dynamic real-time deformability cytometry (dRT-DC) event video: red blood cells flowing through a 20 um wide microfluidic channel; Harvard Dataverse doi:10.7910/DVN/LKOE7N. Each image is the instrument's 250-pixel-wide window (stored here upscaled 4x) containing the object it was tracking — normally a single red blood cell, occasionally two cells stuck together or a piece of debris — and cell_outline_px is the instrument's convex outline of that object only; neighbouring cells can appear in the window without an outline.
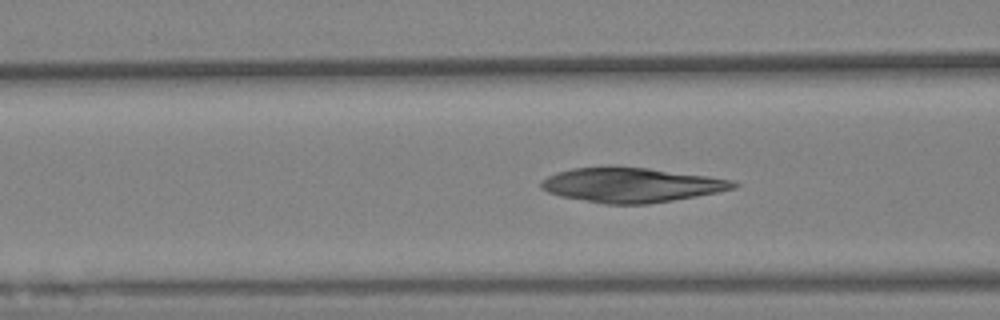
{"species": "Egyptian fruit bat (a non-hibernating species)", "species_latin": "Rousettus aegyptiacus", "temperature_condition": "warm", "stored_images_in_passage": 60, "camera_frame_rate_fps": 3000, "um_per_image_px": 0.085, "animal": {"sex": "female"}, "frame": {"image": 1, "passage_image": 23, "time_ms": 7.333, "image_size_px": [1000, 320], "cell_outline_px": [[740, 184], [736, 188], [696, 196], [648, 204], [604, 204], [560, 196], [548, 192], [540, 188], [540, 184], [548, 176], [556, 172], [572, 168], [608, 164], [648, 168], [708, 176], [732, 180]], "centroid_in_image_um": [53.62, 15.7], "position_along_channel_um": 113.0, "area_um2": 39.25}}
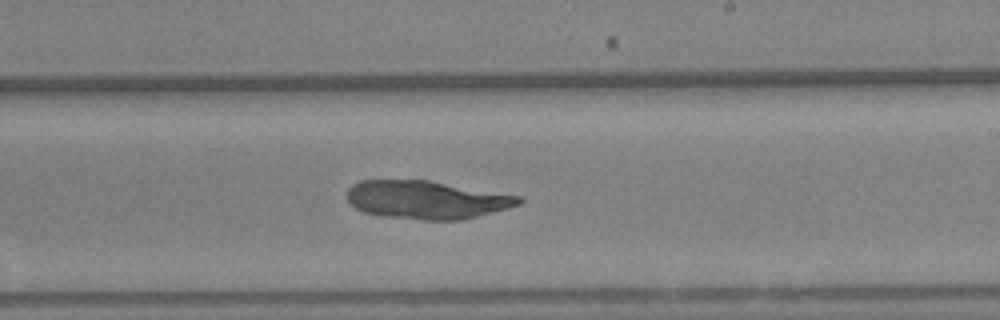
{"frame": {"image": 2, "passage_image": 39, "time_ms": 12.667, "image_size_px": [1000, 320], "cell_outline_px": [[524, 200], [520, 204], [508, 208], [460, 220], [420, 220], [384, 216], [364, 212], [356, 208], [348, 200], [348, 188], [352, 184], [360, 180], [428, 180], [524, 196]], "centroid_in_image_um": [36.29, 16.97], "position_along_channel_um": 252.7, "area_um2": 38.32}}
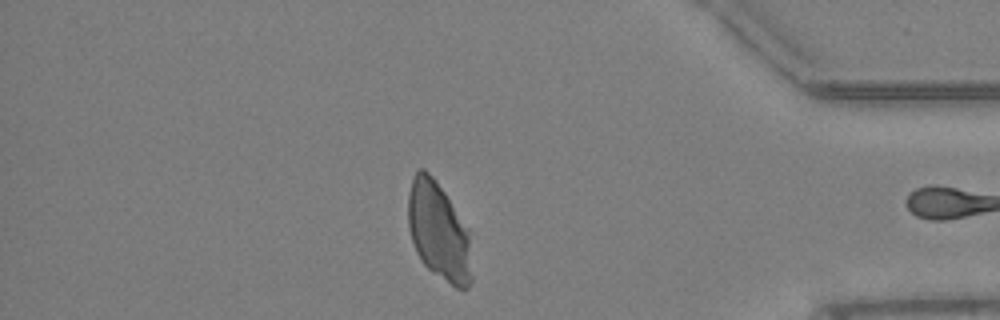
{"frame": {"image": 3, "passage_image": 59, "time_ms": 19.333, "image_size_px": [1000, 320], "cell_outline_px": [[472, 284], [468, 288], [456, 288], [432, 272], [424, 264], [416, 252], [408, 228], [408, 196], [412, 176], [420, 168], [424, 168], [436, 180], [468, 228], [472, 276]], "centroid_in_image_um": [37.28, 19.67], "position_along_channel_um": 397.9, "area_um2": 36.36}}